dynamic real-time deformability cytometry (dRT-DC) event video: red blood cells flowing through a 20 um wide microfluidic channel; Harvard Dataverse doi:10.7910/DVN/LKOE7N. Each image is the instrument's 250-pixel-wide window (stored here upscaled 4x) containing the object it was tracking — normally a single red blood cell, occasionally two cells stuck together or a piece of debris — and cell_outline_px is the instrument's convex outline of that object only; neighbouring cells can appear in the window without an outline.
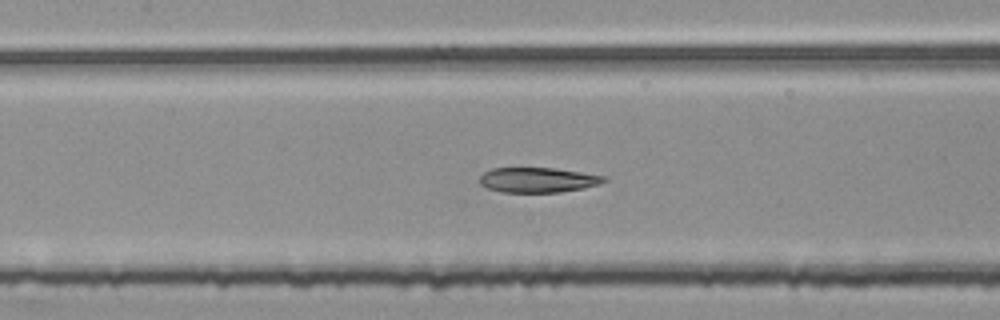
{"species": "common noctule bat (a hibernating species)", "species_latin": "Nyctalus noctula", "temperature_condition": "room temperature", "stored_images_in_passage": 53, "segment_of_instrument_passage": [2, 2], "camera_frame_rate_fps": 3000, "um_per_image_px": 0.085, "animal": {"sex": "female", "body_mass_g": 25.1}, "frame": {"image": 1, "passage_image": 25, "time_ms": 8.0, "image_size_px": [1000, 320], "cell_outline_px": [[608, 180], [600, 184], [584, 188], [560, 192], [500, 192], [488, 188], [480, 184], [480, 176], [484, 172], [492, 168], [556, 168], [608, 176]], "centroid_in_image_um": [45.76, 15.29], "position_along_channel_um": 161.6, "area_um2": 18.26}}
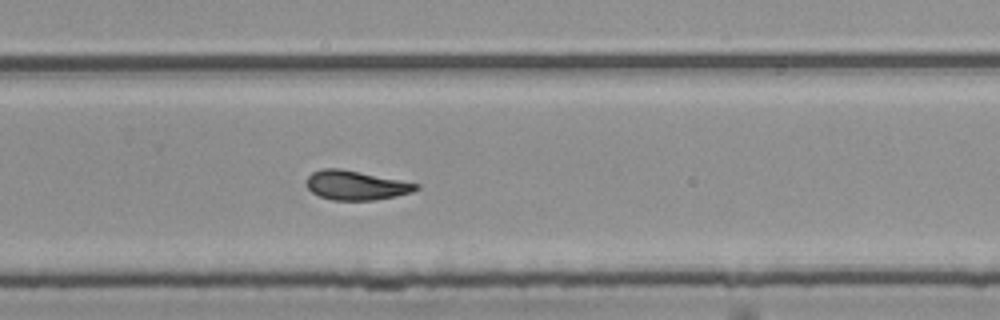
{"frame": {"image": 2, "passage_image": 36, "time_ms": 11.667, "image_size_px": [1000, 320], "cell_outline_px": [[420, 188], [412, 192], [396, 196], [376, 200], [332, 200], [320, 196], [312, 192], [308, 188], [308, 176], [312, 172], [320, 168], [340, 168], [420, 184]], "centroid_in_image_um": [30.27, 15.75], "position_along_channel_um": 299.5, "area_um2": 18.61}}
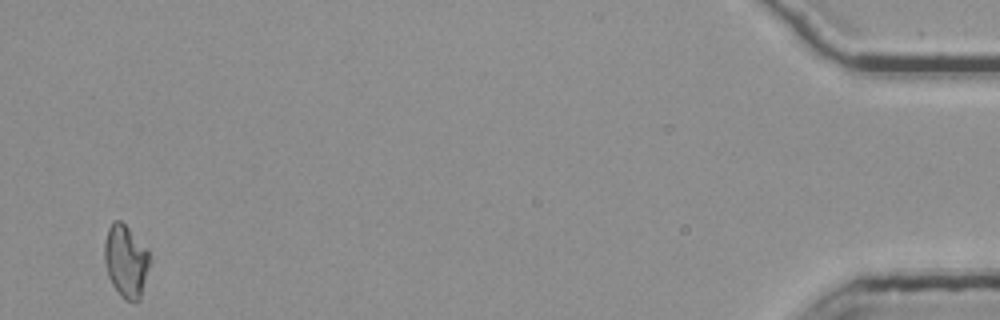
{"frame": {"image": 3, "passage_image": 53, "time_ms": 17.333, "image_size_px": [1000, 320], "cell_outline_px": [[152, 256], [140, 300], [124, 300], [120, 296], [112, 284], [108, 276], [104, 260], [104, 244], [108, 228], [112, 220], [120, 220], [128, 228]], "centroid_in_image_um": [10.69, 22.2], "position_along_channel_um": 424.5, "area_um2": 19.07}}